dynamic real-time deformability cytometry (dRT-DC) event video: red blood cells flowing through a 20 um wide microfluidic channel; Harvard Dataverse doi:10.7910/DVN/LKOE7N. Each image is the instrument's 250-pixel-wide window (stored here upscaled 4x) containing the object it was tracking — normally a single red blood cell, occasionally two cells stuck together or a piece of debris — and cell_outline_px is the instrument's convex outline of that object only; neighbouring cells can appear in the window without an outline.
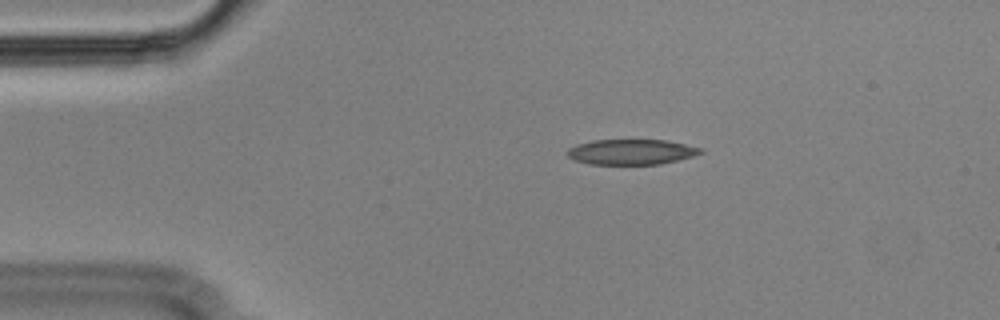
{"species": "Egyptian fruit bat (a non-hibernating species)", "species_latin": "Rousettus aegyptiacus", "temperature_condition": "cold", "stored_images_in_passage": 46, "camera_frame_rate_fps": 3000, "um_per_image_px": 0.085, "animal": {"sex": "male"}, "frame": {"image": 1, "passage_image": 1, "time_ms": 0.0, "image_size_px": [1000, 320], "cell_outline_px": [[704, 152], [696, 156], [660, 164], [588, 164], [576, 160], [568, 156], [564, 152], [568, 148], [576, 144], [592, 140], [664, 140], [704, 148]], "centroid_in_image_um": [53.67, 12.91], "position_along_channel_um": 31.3, "area_um2": 19.83}}
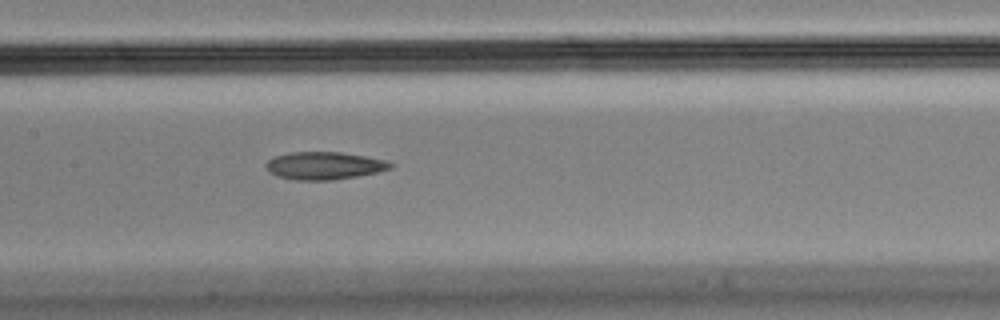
{"frame": {"image": 2, "passage_image": 17, "time_ms": 5.333, "image_size_px": [1000, 320], "cell_outline_px": [[392, 168], [376, 172], [356, 176], [332, 180], [296, 180], [276, 176], [268, 172], [264, 164], [268, 160], [276, 156], [288, 152], [340, 152], [388, 160], [392, 164]], "centroid_in_image_um": [27.52, 14.08], "position_along_channel_um": 179.9, "area_um2": 20.06}}
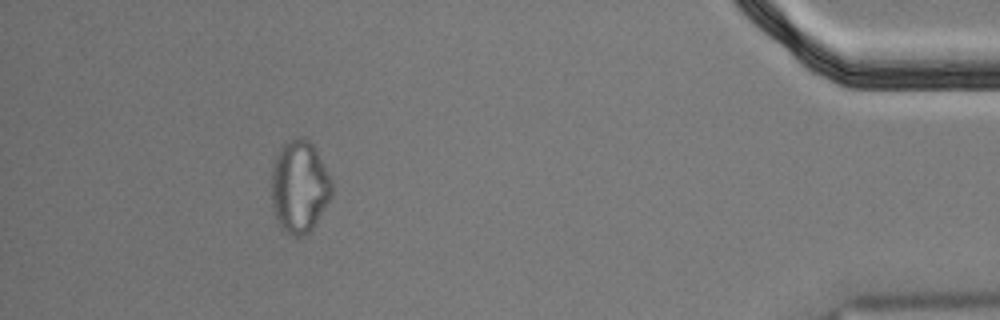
{"frame": {"image": 3, "passage_image": 41, "time_ms": 13.333, "image_size_px": [1000, 320], "cell_outline_px": [[332, 196], [312, 228], [308, 232], [300, 236], [292, 236], [284, 232], [276, 224], [272, 212], [272, 164], [280, 148], [288, 140], [296, 136], [300, 136], [308, 140], [316, 148], [332, 180]], "centroid_in_image_um": [25.43, 15.87], "position_along_channel_um": 409.8, "area_um2": 32.95}}